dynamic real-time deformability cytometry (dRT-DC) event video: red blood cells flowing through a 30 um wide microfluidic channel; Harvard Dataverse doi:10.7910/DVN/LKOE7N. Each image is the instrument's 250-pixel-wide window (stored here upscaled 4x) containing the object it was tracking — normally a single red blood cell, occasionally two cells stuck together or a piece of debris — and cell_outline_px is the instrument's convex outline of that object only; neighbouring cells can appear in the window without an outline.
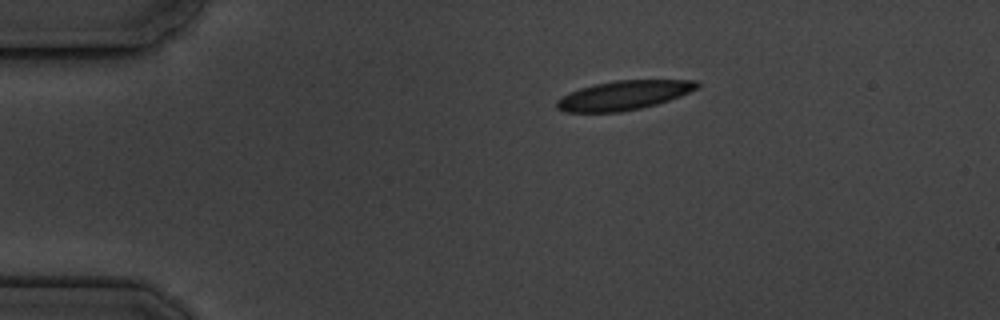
{"species": "common noctule bat (a hibernating species)", "species_latin": "Nyctalus noctula", "temperature_condition": "cold", "stored_images_in_passage": 4, "camera_frame_rate_fps": 3000, "um_per_image_px": 0.085, "animal": {"sex": "male", "body_mass_g": 19.5, "forearm_length_mm": 54.6}, "frame": {"image": 1, "passage_image": 1, "time_ms": 0.0, "image_size_px": [1000, 320], "cell_outline_px": [[700, 88], [680, 96], [656, 104], [640, 108], [620, 112], [564, 112], [556, 108], [556, 100], [560, 96], [580, 88], [596, 84], [616, 80], [696, 80], [700, 84]], "centroid_in_image_um": [53.01, 8.1], "position_along_channel_um": 32.0, "area_um2": 23.93}}
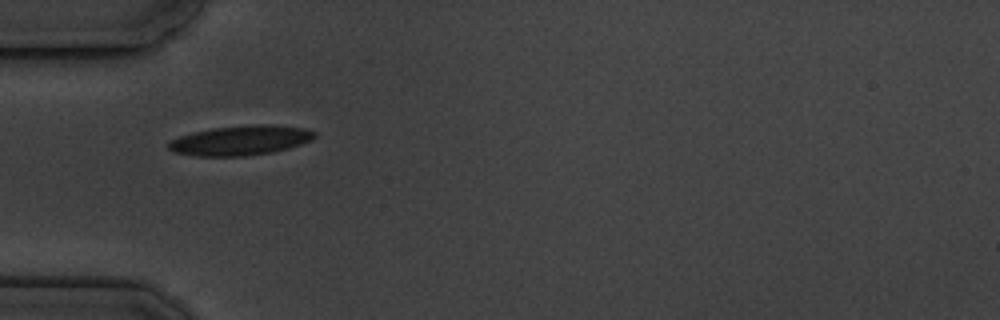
{"frame": {"image": 2, "passage_image": 3, "time_ms": 2.333, "image_size_px": [1000, 320], "cell_outline_px": [[316, 136], [312, 140], [288, 148], [272, 152], [244, 156], [196, 156], [172, 152], [168, 148], [168, 144], [172, 140], [180, 136], [192, 132], [212, 128], [256, 124], [272, 124], [304, 128], [316, 132]], "centroid_in_image_um": [20.45, 11.93], "position_along_channel_um": 64.6, "area_um2": 25.32}}